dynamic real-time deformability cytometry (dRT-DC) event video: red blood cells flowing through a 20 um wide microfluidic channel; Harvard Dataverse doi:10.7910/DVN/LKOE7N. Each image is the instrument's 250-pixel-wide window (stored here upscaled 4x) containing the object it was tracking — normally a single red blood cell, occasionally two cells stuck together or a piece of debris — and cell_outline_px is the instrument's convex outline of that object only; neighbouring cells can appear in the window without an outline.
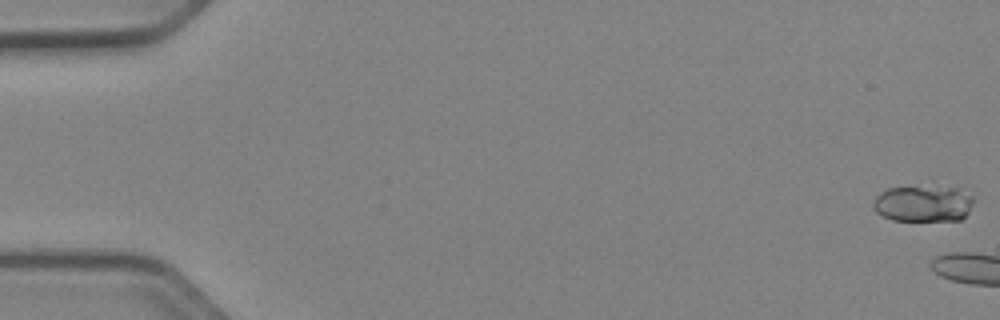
{"species": "Egyptian fruit bat (a non-hibernating species)", "species_latin": "Rousettus aegyptiacus", "temperature_condition": "cold", "stored_images_in_passage": 5, "camera_frame_rate_fps": 3000, "um_per_image_px": 0.085, "animal": {"sex": "female"}, "frame": {"image": 1, "passage_image": 1, "time_ms": 0.0, "image_size_px": [1000, 320], "cell_outline_px": [[972, 204], [968, 212], [960, 220], [892, 220], [876, 212], [872, 208], [872, 204], [876, 196], [880, 192], [888, 188], [956, 188], [972, 196]], "centroid_in_image_um": [78.43, 17.33], "position_along_channel_um": 6.6, "area_um2": 20.69}}